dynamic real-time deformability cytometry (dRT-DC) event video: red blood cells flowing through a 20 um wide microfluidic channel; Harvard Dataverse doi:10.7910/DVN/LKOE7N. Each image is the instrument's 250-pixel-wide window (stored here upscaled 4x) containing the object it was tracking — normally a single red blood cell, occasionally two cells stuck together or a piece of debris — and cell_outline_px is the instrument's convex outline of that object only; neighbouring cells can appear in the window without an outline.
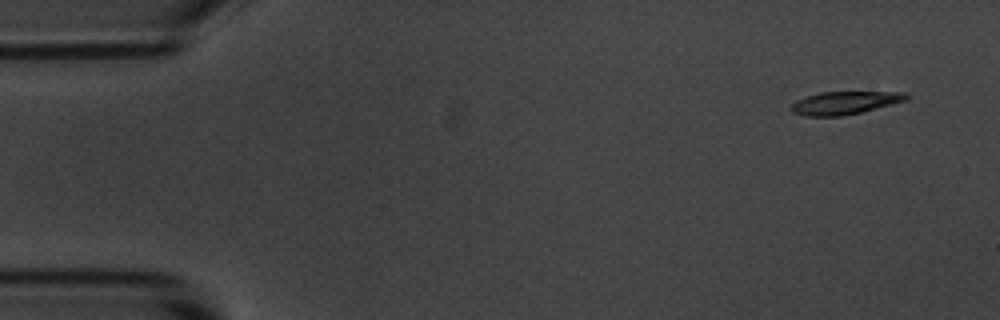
{"species": "common noctule bat (a hibernating species)", "species_latin": "Nyctalus noctula", "temperature_condition": "room temperature", "stored_images_in_passage": 6, "camera_frame_rate_fps": 3000, "um_per_image_px": 0.085, "animal": {"sex": "male", "body_mass_g": 20.1, "forearm_length_mm": 53.5}, "frame": {"image": 1, "passage_image": 1, "time_ms": 0.0, "image_size_px": [1000, 320], "cell_outline_px": [[908, 100], [860, 112], [840, 116], [804, 116], [792, 112], [792, 104], [796, 100], [820, 92], [904, 92], [908, 96]], "centroid_in_image_um": [71.79, 8.74], "position_along_channel_um": 13.2, "area_um2": 15.14}}
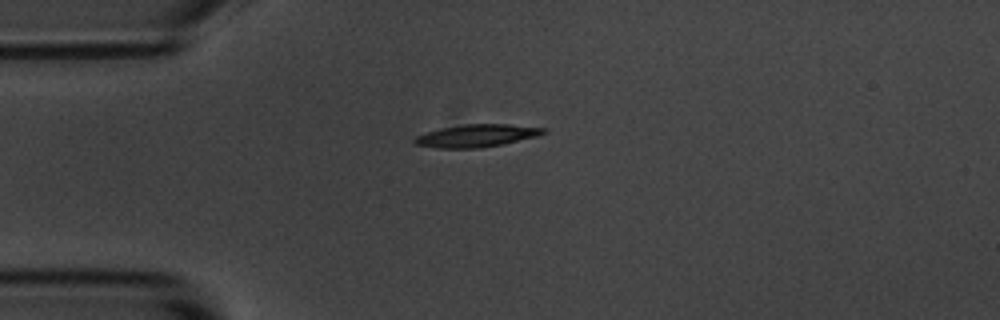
{"frame": {"image": 2, "passage_image": 4, "time_ms": 3.333, "image_size_px": [1000, 320], "cell_outline_px": [[548, 132], [536, 136], [500, 144], [476, 148], [440, 148], [416, 144], [412, 140], [416, 136], [440, 128], [460, 124], [508, 124], [544, 128]], "centroid_in_image_um": [40.49, 11.52], "position_along_channel_um": 44.5, "area_um2": 16.65}}
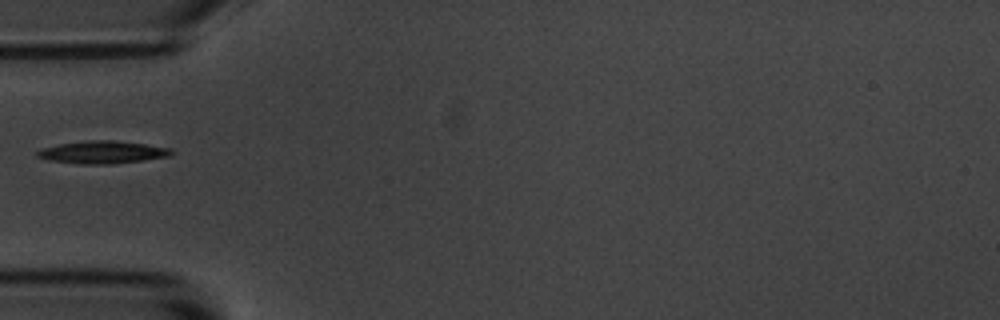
{"frame": {"image": 3, "passage_image": 5, "time_ms": 4.667, "image_size_px": [1000, 320], "cell_outline_px": [[176, 152], [172, 156], [144, 160], [112, 164], [80, 164], [52, 160], [36, 156], [36, 152], [40, 148], [60, 144], [88, 140], [112, 140], [144, 144], [172, 148]], "centroid_in_image_um": [8.77, 12.94], "position_along_channel_um": 76.2, "area_um2": 17.69}}